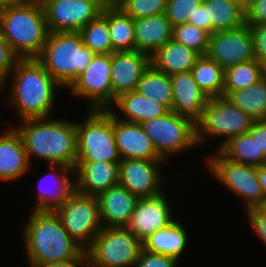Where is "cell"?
<instances>
[{
  "instance_id": "cell-1",
  "label": "cell",
  "mask_w": 266,
  "mask_h": 267,
  "mask_svg": "<svg viewBox=\"0 0 266 267\" xmlns=\"http://www.w3.org/2000/svg\"><path fill=\"white\" fill-rule=\"evenodd\" d=\"M24 227L23 236L30 267L87 259L85 249L70 236L54 211L33 210Z\"/></svg>"
},
{
  "instance_id": "cell-2",
  "label": "cell",
  "mask_w": 266,
  "mask_h": 267,
  "mask_svg": "<svg viewBox=\"0 0 266 267\" xmlns=\"http://www.w3.org/2000/svg\"><path fill=\"white\" fill-rule=\"evenodd\" d=\"M49 119V120H48ZM15 127L20 133L29 162L34 156L50 165H64L75 169L77 160L76 122L29 118Z\"/></svg>"
},
{
  "instance_id": "cell-3",
  "label": "cell",
  "mask_w": 266,
  "mask_h": 267,
  "mask_svg": "<svg viewBox=\"0 0 266 267\" xmlns=\"http://www.w3.org/2000/svg\"><path fill=\"white\" fill-rule=\"evenodd\" d=\"M11 73L9 103L20 119L49 118L60 85L43 64L37 58L19 59Z\"/></svg>"
},
{
  "instance_id": "cell-4",
  "label": "cell",
  "mask_w": 266,
  "mask_h": 267,
  "mask_svg": "<svg viewBox=\"0 0 266 267\" xmlns=\"http://www.w3.org/2000/svg\"><path fill=\"white\" fill-rule=\"evenodd\" d=\"M0 30L20 59L38 58L49 34L45 11L25 0L0 8Z\"/></svg>"
},
{
  "instance_id": "cell-5",
  "label": "cell",
  "mask_w": 266,
  "mask_h": 267,
  "mask_svg": "<svg viewBox=\"0 0 266 267\" xmlns=\"http://www.w3.org/2000/svg\"><path fill=\"white\" fill-rule=\"evenodd\" d=\"M95 53L84 45L79 32H49L37 58L63 88H69L85 71Z\"/></svg>"
},
{
  "instance_id": "cell-6",
  "label": "cell",
  "mask_w": 266,
  "mask_h": 267,
  "mask_svg": "<svg viewBox=\"0 0 266 267\" xmlns=\"http://www.w3.org/2000/svg\"><path fill=\"white\" fill-rule=\"evenodd\" d=\"M81 123L76 122V162H120L117 149L113 114L109 110H88Z\"/></svg>"
},
{
  "instance_id": "cell-7",
  "label": "cell",
  "mask_w": 266,
  "mask_h": 267,
  "mask_svg": "<svg viewBox=\"0 0 266 267\" xmlns=\"http://www.w3.org/2000/svg\"><path fill=\"white\" fill-rule=\"evenodd\" d=\"M255 120L233 104L227 97L210 98L196 121V138L200 145L206 136H220L219 150L231 138L248 133ZM206 135V136H205ZM204 139V140H203Z\"/></svg>"
},
{
  "instance_id": "cell-8",
  "label": "cell",
  "mask_w": 266,
  "mask_h": 267,
  "mask_svg": "<svg viewBox=\"0 0 266 267\" xmlns=\"http://www.w3.org/2000/svg\"><path fill=\"white\" fill-rule=\"evenodd\" d=\"M142 248L126 227H103L85 251L93 267H135Z\"/></svg>"
},
{
  "instance_id": "cell-9",
  "label": "cell",
  "mask_w": 266,
  "mask_h": 267,
  "mask_svg": "<svg viewBox=\"0 0 266 267\" xmlns=\"http://www.w3.org/2000/svg\"><path fill=\"white\" fill-rule=\"evenodd\" d=\"M141 125L156 152L165 161L187 148L198 146L196 122L172 110Z\"/></svg>"
},
{
  "instance_id": "cell-10",
  "label": "cell",
  "mask_w": 266,
  "mask_h": 267,
  "mask_svg": "<svg viewBox=\"0 0 266 267\" xmlns=\"http://www.w3.org/2000/svg\"><path fill=\"white\" fill-rule=\"evenodd\" d=\"M54 212L70 236L85 250L103 229L96 196L75 190Z\"/></svg>"
},
{
  "instance_id": "cell-11",
  "label": "cell",
  "mask_w": 266,
  "mask_h": 267,
  "mask_svg": "<svg viewBox=\"0 0 266 267\" xmlns=\"http://www.w3.org/2000/svg\"><path fill=\"white\" fill-rule=\"evenodd\" d=\"M206 164L213 176L243 198L245 209L264 205V195L259 183L258 167L228 160L219 150L209 156Z\"/></svg>"
},
{
  "instance_id": "cell-12",
  "label": "cell",
  "mask_w": 266,
  "mask_h": 267,
  "mask_svg": "<svg viewBox=\"0 0 266 267\" xmlns=\"http://www.w3.org/2000/svg\"><path fill=\"white\" fill-rule=\"evenodd\" d=\"M110 72L111 54H95L85 71L68 89L77 97L89 99L90 110H109L116 100L110 83Z\"/></svg>"
},
{
  "instance_id": "cell-13",
  "label": "cell",
  "mask_w": 266,
  "mask_h": 267,
  "mask_svg": "<svg viewBox=\"0 0 266 267\" xmlns=\"http://www.w3.org/2000/svg\"><path fill=\"white\" fill-rule=\"evenodd\" d=\"M108 3L107 0H57L44 9L48 30L79 32L96 19Z\"/></svg>"
},
{
  "instance_id": "cell-14",
  "label": "cell",
  "mask_w": 266,
  "mask_h": 267,
  "mask_svg": "<svg viewBox=\"0 0 266 267\" xmlns=\"http://www.w3.org/2000/svg\"><path fill=\"white\" fill-rule=\"evenodd\" d=\"M223 69L254 58V39L249 25L213 32L206 54Z\"/></svg>"
},
{
  "instance_id": "cell-15",
  "label": "cell",
  "mask_w": 266,
  "mask_h": 267,
  "mask_svg": "<svg viewBox=\"0 0 266 267\" xmlns=\"http://www.w3.org/2000/svg\"><path fill=\"white\" fill-rule=\"evenodd\" d=\"M163 159H123L119 162L118 185L139 198L151 197L162 191V173L159 167Z\"/></svg>"
},
{
  "instance_id": "cell-16",
  "label": "cell",
  "mask_w": 266,
  "mask_h": 267,
  "mask_svg": "<svg viewBox=\"0 0 266 267\" xmlns=\"http://www.w3.org/2000/svg\"><path fill=\"white\" fill-rule=\"evenodd\" d=\"M165 192L139 198L129 224L126 226L142 243L157 230L168 227L175 220Z\"/></svg>"
},
{
  "instance_id": "cell-17",
  "label": "cell",
  "mask_w": 266,
  "mask_h": 267,
  "mask_svg": "<svg viewBox=\"0 0 266 267\" xmlns=\"http://www.w3.org/2000/svg\"><path fill=\"white\" fill-rule=\"evenodd\" d=\"M150 65L151 56L147 53L137 50L113 52L110 83L114 96L117 98L123 93L136 90Z\"/></svg>"
},
{
  "instance_id": "cell-18",
  "label": "cell",
  "mask_w": 266,
  "mask_h": 267,
  "mask_svg": "<svg viewBox=\"0 0 266 267\" xmlns=\"http://www.w3.org/2000/svg\"><path fill=\"white\" fill-rule=\"evenodd\" d=\"M113 127L121 160L162 159L141 124L122 121L113 115Z\"/></svg>"
},
{
  "instance_id": "cell-19",
  "label": "cell",
  "mask_w": 266,
  "mask_h": 267,
  "mask_svg": "<svg viewBox=\"0 0 266 267\" xmlns=\"http://www.w3.org/2000/svg\"><path fill=\"white\" fill-rule=\"evenodd\" d=\"M75 190L91 196H98L118 184L119 162H76Z\"/></svg>"
},
{
  "instance_id": "cell-20",
  "label": "cell",
  "mask_w": 266,
  "mask_h": 267,
  "mask_svg": "<svg viewBox=\"0 0 266 267\" xmlns=\"http://www.w3.org/2000/svg\"><path fill=\"white\" fill-rule=\"evenodd\" d=\"M173 101L172 111L197 121L209 98L194 81L192 71L170 75Z\"/></svg>"
},
{
  "instance_id": "cell-21",
  "label": "cell",
  "mask_w": 266,
  "mask_h": 267,
  "mask_svg": "<svg viewBox=\"0 0 266 267\" xmlns=\"http://www.w3.org/2000/svg\"><path fill=\"white\" fill-rule=\"evenodd\" d=\"M97 199L103 227H126L139 197L117 184L99 194Z\"/></svg>"
},
{
  "instance_id": "cell-22",
  "label": "cell",
  "mask_w": 266,
  "mask_h": 267,
  "mask_svg": "<svg viewBox=\"0 0 266 267\" xmlns=\"http://www.w3.org/2000/svg\"><path fill=\"white\" fill-rule=\"evenodd\" d=\"M0 134V181L11 182L29 171V162L23 139L16 128Z\"/></svg>"
},
{
  "instance_id": "cell-23",
  "label": "cell",
  "mask_w": 266,
  "mask_h": 267,
  "mask_svg": "<svg viewBox=\"0 0 266 267\" xmlns=\"http://www.w3.org/2000/svg\"><path fill=\"white\" fill-rule=\"evenodd\" d=\"M135 50L152 56L173 39V26L165 13L134 20Z\"/></svg>"
},
{
  "instance_id": "cell-24",
  "label": "cell",
  "mask_w": 266,
  "mask_h": 267,
  "mask_svg": "<svg viewBox=\"0 0 266 267\" xmlns=\"http://www.w3.org/2000/svg\"><path fill=\"white\" fill-rule=\"evenodd\" d=\"M114 104L125 115L124 118H120L114 109L109 108V111L117 119L138 124L158 118L169 111L166 106L144 97L136 90L119 95Z\"/></svg>"
},
{
  "instance_id": "cell-25",
  "label": "cell",
  "mask_w": 266,
  "mask_h": 267,
  "mask_svg": "<svg viewBox=\"0 0 266 267\" xmlns=\"http://www.w3.org/2000/svg\"><path fill=\"white\" fill-rule=\"evenodd\" d=\"M201 56L197 51L171 39L151 56V64L167 75H174L192 70Z\"/></svg>"
},
{
  "instance_id": "cell-26",
  "label": "cell",
  "mask_w": 266,
  "mask_h": 267,
  "mask_svg": "<svg viewBox=\"0 0 266 267\" xmlns=\"http://www.w3.org/2000/svg\"><path fill=\"white\" fill-rule=\"evenodd\" d=\"M50 173L48 174V179L51 178V182H54V190L51 188L40 187V191H38V197L36 200V205L33 210L36 211H54L58 207H60L67 198L75 191V181H71V179L67 176L68 173H75L74 168L67 167L64 165H50ZM54 177V178H53ZM53 178V179H52ZM47 180V176H45ZM44 181V180H43ZM49 182V181H48ZM53 189V188H52Z\"/></svg>"
},
{
  "instance_id": "cell-27",
  "label": "cell",
  "mask_w": 266,
  "mask_h": 267,
  "mask_svg": "<svg viewBox=\"0 0 266 267\" xmlns=\"http://www.w3.org/2000/svg\"><path fill=\"white\" fill-rule=\"evenodd\" d=\"M185 227L175 220L168 227L157 230L143 244V249L151 253L163 254L179 260L187 244Z\"/></svg>"
},
{
  "instance_id": "cell-28",
  "label": "cell",
  "mask_w": 266,
  "mask_h": 267,
  "mask_svg": "<svg viewBox=\"0 0 266 267\" xmlns=\"http://www.w3.org/2000/svg\"><path fill=\"white\" fill-rule=\"evenodd\" d=\"M207 9L211 34L216 31L237 29L246 25V9L229 0H203Z\"/></svg>"
},
{
  "instance_id": "cell-29",
  "label": "cell",
  "mask_w": 266,
  "mask_h": 267,
  "mask_svg": "<svg viewBox=\"0 0 266 267\" xmlns=\"http://www.w3.org/2000/svg\"><path fill=\"white\" fill-rule=\"evenodd\" d=\"M107 23L113 52L135 50V27L131 16L114 3H108Z\"/></svg>"
},
{
  "instance_id": "cell-30",
  "label": "cell",
  "mask_w": 266,
  "mask_h": 267,
  "mask_svg": "<svg viewBox=\"0 0 266 267\" xmlns=\"http://www.w3.org/2000/svg\"><path fill=\"white\" fill-rule=\"evenodd\" d=\"M136 91L144 97L152 99L172 110L173 92L171 77L157 70L152 64L143 74Z\"/></svg>"
},
{
  "instance_id": "cell-31",
  "label": "cell",
  "mask_w": 266,
  "mask_h": 267,
  "mask_svg": "<svg viewBox=\"0 0 266 267\" xmlns=\"http://www.w3.org/2000/svg\"><path fill=\"white\" fill-rule=\"evenodd\" d=\"M255 121L266 120V76L254 85L226 96Z\"/></svg>"
},
{
  "instance_id": "cell-32",
  "label": "cell",
  "mask_w": 266,
  "mask_h": 267,
  "mask_svg": "<svg viewBox=\"0 0 266 267\" xmlns=\"http://www.w3.org/2000/svg\"><path fill=\"white\" fill-rule=\"evenodd\" d=\"M219 151L228 159L237 163L259 167L266 154L259 151L257 139L248 132L231 138Z\"/></svg>"
},
{
  "instance_id": "cell-33",
  "label": "cell",
  "mask_w": 266,
  "mask_h": 267,
  "mask_svg": "<svg viewBox=\"0 0 266 267\" xmlns=\"http://www.w3.org/2000/svg\"><path fill=\"white\" fill-rule=\"evenodd\" d=\"M266 76V67L256 59L224 69V96L230 92L246 89Z\"/></svg>"
},
{
  "instance_id": "cell-34",
  "label": "cell",
  "mask_w": 266,
  "mask_h": 267,
  "mask_svg": "<svg viewBox=\"0 0 266 267\" xmlns=\"http://www.w3.org/2000/svg\"><path fill=\"white\" fill-rule=\"evenodd\" d=\"M194 81L208 98L224 96V69L207 55H202L192 68Z\"/></svg>"
},
{
  "instance_id": "cell-35",
  "label": "cell",
  "mask_w": 266,
  "mask_h": 267,
  "mask_svg": "<svg viewBox=\"0 0 266 267\" xmlns=\"http://www.w3.org/2000/svg\"><path fill=\"white\" fill-rule=\"evenodd\" d=\"M83 43L95 54H112V42L107 23V5L102 13L79 31Z\"/></svg>"
},
{
  "instance_id": "cell-36",
  "label": "cell",
  "mask_w": 266,
  "mask_h": 267,
  "mask_svg": "<svg viewBox=\"0 0 266 267\" xmlns=\"http://www.w3.org/2000/svg\"><path fill=\"white\" fill-rule=\"evenodd\" d=\"M210 34L189 23L173 27V39L201 55H206L209 48Z\"/></svg>"
},
{
  "instance_id": "cell-37",
  "label": "cell",
  "mask_w": 266,
  "mask_h": 267,
  "mask_svg": "<svg viewBox=\"0 0 266 267\" xmlns=\"http://www.w3.org/2000/svg\"><path fill=\"white\" fill-rule=\"evenodd\" d=\"M168 0H116L114 4L134 20L164 14Z\"/></svg>"
},
{
  "instance_id": "cell-38",
  "label": "cell",
  "mask_w": 266,
  "mask_h": 267,
  "mask_svg": "<svg viewBox=\"0 0 266 267\" xmlns=\"http://www.w3.org/2000/svg\"><path fill=\"white\" fill-rule=\"evenodd\" d=\"M203 0H168L165 15L172 26L188 23Z\"/></svg>"
},
{
  "instance_id": "cell-39",
  "label": "cell",
  "mask_w": 266,
  "mask_h": 267,
  "mask_svg": "<svg viewBox=\"0 0 266 267\" xmlns=\"http://www.w3.org/2000/svg\"><path fill=\"white\" fill-rule=\"evenodd\" d=\"M19 59L0 30V90L5 86V82L7 83V77H10Z\"/></svg>"
},
{
  "instance_id": "cell-40",
  "label": "cell",
  "mask_w": 266,
  "mask_h": 267,
  "mask_svg": "<svg viewBox=\"0 0 266 267\" xmlns=\"http://www.w3.org/2000/svg\"><path fill=\"white\" fill-rule=\"evenodd\" d=\"M245 211L252 230L266 245V205H258Z\"/></svg>"
},
{
  "instance_id": "cell-41",
  "label": "cell",
  "mask_w": 266,
  "mask_h": 267,
  "mask_svg": "<svg viewBox=\"0 0 266 267\" xmlns=\"http://www.w3.org/2000/svg\"><path fill=\"white\" fill-rule=\"evenodd\" d=\"M178 261L163 254L151 253L141 249L135 267H176Z\"/></svg>"
},
{
  "instance_id": "cell-42",
  "label": "cell",
  "mask_w": 266,
  "mask_h": 267,
  "mask_svg": "<svg viewBox=\"0 0 266 267\" xmlns=\"http://www.w3.org/2000/svg\"><path fill=\"white\" fill-rule=\"evenodd\" d=\"M249 27L254 39V58L266 67V24Z\"/></svg>"
},
{
  "instance_id": "cell-43",
  "label": "cell",
  "mask_w": 266,
  "mask_h": 267,
  "mask_svg": "<svg viewBox=\"0 0 266 267\" xmlns=\"http://www.w3.org/2000/svg\"><path fill=\"white\" fill-rule=\"evenodd\" d=\"M247 25L266 24V0H250L246 9Z\"/></svg>"
},
{
  "instance_id": "cell-44",
  "label": "cell",
  "mask_w": 266,
  "mask_h": 267,
  "mask_svg": "<svg viewBox=\"0 0 266 267\" xmlns=\"http://www.w3.org/2000/svg\"><path fill=\"white\" fill-rule=\"evenodd\" d=\"M188 23L207 31L211 35V23L208 21L207 9L203 1L197 7L193 17L190 18Z\"/></svg>"
},
{
  "instance_id": "cell-45",
  "label": "cell",
  "mask_w": 266,
  "mask_h": 267,
  "mask_svg": "<svg viewBox=\"0 0 266 267\" xmlns=\"http://www.w3.org/2000/svg\"><path fill=\"white\" fill-rule=\"evenodd\" d=\"M249 133L254 139H257L259 151L266 154V120L255 121Z\"/></svg>"
},
{
  "instance_id": "cell-46",
  "label": "cell",
  "mask_w": 266,
  "mask_h": 267,
  "mask_svg": "<svg viewBox=\"0 0 266 267\" xmlns=\"http://www.w3.org/2000/svg\"><path fill=\"white\" fill-rule=\"evenodd\" d=\"M87 259H73L69 261H58L53 263H46L37 265L36 267H81L85 266Z\"/></svg>"
},
{
  "instance_id": "cell-47",
  "label": "cell",
  "mask_w": 266,
  "mask_h": 267,
  "mask_svg": "<svg viewBox=\"0 0 266 267\" xmlns=\"http://www.w3.org/2000/svg\"><path fill=\"white\" fill-rule=\"evenodd\" d=\"M258 178L264 195V204L266 205V168L262 165L258 167Z\"/></svg>"
},
{
  "instance_id": "cell-48",
  "label": "cell",
  "mask_w": 266,
  "mask_h": 267,
  "mask_svg": "<svg viewBox=\"0 0 266 267\" xmlns=\"http://www.w3.org/2000/svg\"><path fill=\"white\" fill-rule=\"evenodd\" d=\"M25 1L32 3L33 5L44 10L47 6H49L51 3L57 0H25Z\"/></svg>"
},
{
  "instance_id": "cell-49",
  "label": "cell",
  "mask_w": 266,
  "mask_h": 267,
  "mask_svg": "<svg viewBox=\"0 0 266 267\" xmlns=\"http://www.w3.org/2000/svg\"><path fill=\"white\" fill-rule=\"evenodd\" d=\"M229 1L235 2L244 7L245 9H247L250 4V0H229Z\"/></svg>"
},
{
  "instance_id": "cell-50",
  "label": "cell",
  "mask_w": 266,
  "mask_h": 267,
  "mask_svg": "<svg viewBox=\"0 0 266 267\" xmlns=\"http://www.w3.org/2000/svg\"><path fill=\"white\" fill-rule=\"evenodd\" d=\"M16 1L17 0H0V8Z\"/></svg>"
},
{
  "instance_id": "cell-51",
  "label": "cell",
  "mask_w": 266,
  "mask_h": 267,
  "mask_svg": "<svg viewBox=\"0 0 266 267\" xmlns=\"http://www.w3.org/2000/svg\"><path fill=\"white\" fill-rule=\"evenodd\" d=\"M262 166L266 168V157L264 159V162H263Z\"/></svg>"
},
{
  "instance_id": "cell-52",
  "label": "cell",
  "mask_w": 266,
  "mask_h": 267,
  "mask_svg": "<svg viewBox=\"0 0 266 267\" xmlns=\"http://www.w3.org/2000/svg\"><path fill=\"white\" fill-rule=\"evenodd\" d=\"M85 266H86V267H93V266H91L88 262L85 263Z\"/></svg>"
},
{
  "instance_id": "cell-53",
  "label": "cell",
  "mask_w": 266,
  "mask_h": 267,
  "mask_svg": "<svg viewBox=\"0 0 266 267\" xmlns=\"http://www.w3.org/2000/svg\"><path fill=\"white\" fill-rule=\"evenodd\" d=\"M109 3H114L116 0H107Z\"/></svg>"
}]
</instances>
